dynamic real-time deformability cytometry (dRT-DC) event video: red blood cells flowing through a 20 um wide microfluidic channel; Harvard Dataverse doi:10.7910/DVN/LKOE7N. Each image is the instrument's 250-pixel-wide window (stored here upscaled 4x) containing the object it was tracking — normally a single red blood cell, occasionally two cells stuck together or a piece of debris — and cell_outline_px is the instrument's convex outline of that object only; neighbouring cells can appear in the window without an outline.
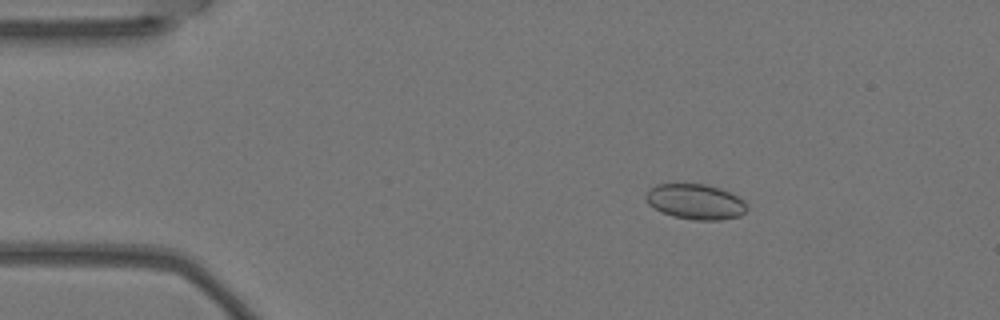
{"species": "Egyptian fruit bat (a non-hibernating species)", "species_latin": "Rousettus aegyptiacus", "temperature_condition": "warm", "stored_images_in_passage": 5, "camera_frame_rate_fps": 3000, "um_per_image_px": 0.085, "animal": {"sex": "female"}, "frame": {"image": 1, "passage_image": 3, "time_ms": 0.667, "image_size_px": [1000, 320], "cell_outline_px": [[748, 208], [740, 216], [720, 220], [696, 220], [672, 216], [648, 204], [644, 196], [648, 188], [656, 184], [704, 184], [720, 188], [744, 200], [748, 204]], "centroid_in_image_um": [59.11, 17.14], "position_along_channel_um": 25.9, "area_um2": 20.81}}